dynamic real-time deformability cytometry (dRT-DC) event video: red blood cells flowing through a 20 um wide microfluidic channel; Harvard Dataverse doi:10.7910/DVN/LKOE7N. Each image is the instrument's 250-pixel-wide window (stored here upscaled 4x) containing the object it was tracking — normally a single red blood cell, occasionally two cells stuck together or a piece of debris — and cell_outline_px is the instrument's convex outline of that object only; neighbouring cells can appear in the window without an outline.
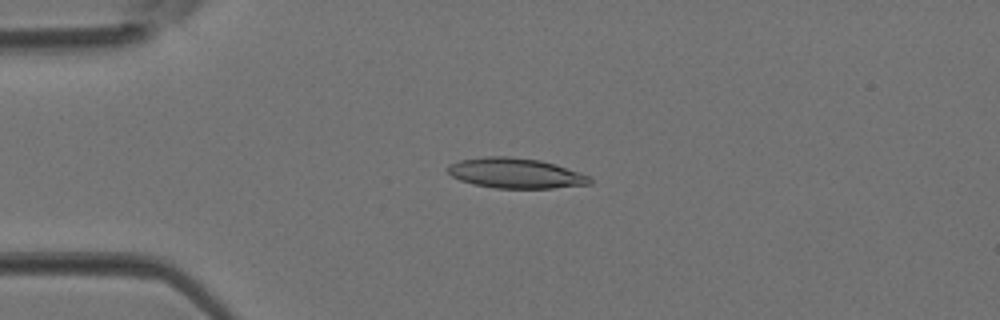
{"species": "Egyptian fruit bat (a non-hibernating species)", "species_latin": "Rousettus aegyptiacus", "temperature_condition": "room temperature", "stored_images_in_passage": 3, "camera_frame_rate_fps": 3000, "um_per_image_px": 0.085, "animal": {"sex": "female"}, "frame": {"image": 1, "passage_image": 3, "time_ms": 0.667, "image_size_px": [1000, 320], "cell_outline_px": [[592, 184], [552, 188], [496, 188], [472, 184], [460, 180], [452, 176], [448, 172], [448, 164], [460, 160], [488, 156], [508, 156], [540, 160], [556, 164], [580, 172], [588, 176], [592, 180]], "centroid_in_image_um": [43.83, 14.72], "position_along_channel_um": 41.2, "area_um2": 25.03}}